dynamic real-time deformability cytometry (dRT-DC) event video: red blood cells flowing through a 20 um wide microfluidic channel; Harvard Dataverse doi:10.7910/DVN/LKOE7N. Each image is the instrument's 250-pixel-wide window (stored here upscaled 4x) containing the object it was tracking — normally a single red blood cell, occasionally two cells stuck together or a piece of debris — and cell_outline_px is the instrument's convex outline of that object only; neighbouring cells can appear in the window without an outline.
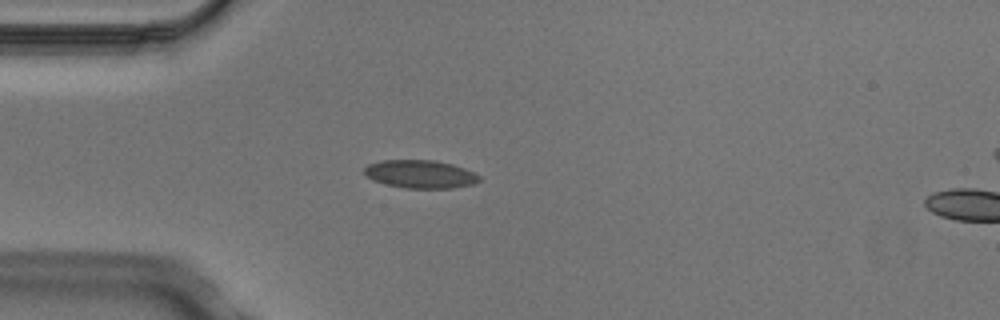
{"species": "Egyptian fruit bat (a non-hibernating species)", "species_latin": "Rousettus aegyptiacus", "temperature_condition": "cold", "stored_images_in_passage": 5, "camera_frame_rate_fps": 3000, "um_per_image_px": 0.085, "animal": {"sex": "male"}, "frame": {"image": 1, "passage_image": 4, "time_ms": 1.0, "image_size_px": [1000, 320], "cell_outline_px": [[480, 180], [472, 184], [452, 188], [404, 188], [372, 180], [364, 172], [364, 168], [368, 164], [380, 160], [436, 160], [452, 164], [464, 168], [480, 176]], "centroid_in_image_um": [35.71, 14.79], "position_along_channel_um": 49.3, "area_um2": 18.73}}